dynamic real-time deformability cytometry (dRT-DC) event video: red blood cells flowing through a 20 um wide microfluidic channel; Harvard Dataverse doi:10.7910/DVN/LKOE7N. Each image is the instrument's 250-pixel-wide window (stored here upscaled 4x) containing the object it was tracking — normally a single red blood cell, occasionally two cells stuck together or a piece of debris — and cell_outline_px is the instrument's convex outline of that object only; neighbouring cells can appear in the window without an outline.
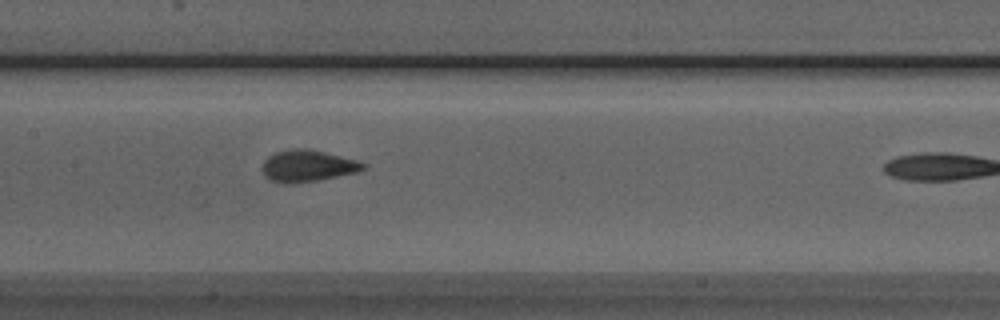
{"species": "Egyptian fruit bat (a non-hibernating species)", "species_latin": "Rousettus aegyptiacus", "temperature_condition": "room temperature", "stored_images_in_passage": 11, "camera_frame_rate_fps": 3000, "um_per_image_px": 0.085, "animal": {"sex": "male"}, "frame": {"image": 1, "passage_image": 10, "time_ms": 3.0, "image_size_px": [1000, 320], "cell_outline_px": [[368, 164], [364, 168], [356, 172], [320, 180], [288, 184], [284, 184], [268, 180], [264, 176], [260, 168], [264, 160], [268, 156], [276, 152], [296, 148], [308, 148], [356, 160]], "centroid_in_image_um": [26.09, 14.11], "position_along_channel_um": 181.3, "area_um2": 18.79}}